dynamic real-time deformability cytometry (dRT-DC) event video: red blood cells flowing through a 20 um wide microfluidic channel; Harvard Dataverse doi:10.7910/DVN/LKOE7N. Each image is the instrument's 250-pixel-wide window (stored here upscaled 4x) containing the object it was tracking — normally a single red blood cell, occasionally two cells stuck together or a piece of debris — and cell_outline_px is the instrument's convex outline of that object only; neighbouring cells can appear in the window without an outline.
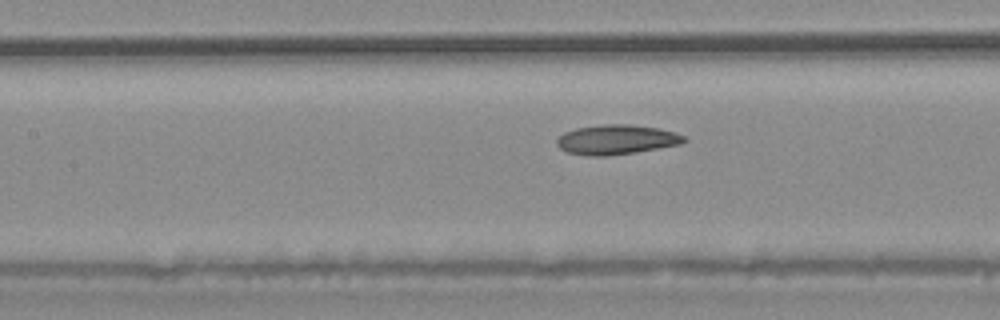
{"species": "common noctule bat (a hibernating species)", "species_latin": "Nyctalus noctula", "temperature_condition": "warm", "stored_images_in_passage": 5, "camera_frame_rate_fps": 3000, "um_per_image_px": 0.085, "animal": {"sex": "male", "body_mass_g": 20.4}, "frame": {"image": 1, "passage_image": 5, "time_ms": 6.333, "image_size_px": [1000, 320], "cell_outline_px": [[688, 140], [680, 144], [636, 152], [604, 156], [592, 156], [568, 152], [560, 148], [556, 144], [556, 140], [564, 132], [576, 128], [604, 124], [628, 124], [660, 128], [676, 132], [684, 136]], "centroid_in_image_um": [52.42, 11.86], "position_along_channel_um": 155.0, "area_um2": 21.96}}